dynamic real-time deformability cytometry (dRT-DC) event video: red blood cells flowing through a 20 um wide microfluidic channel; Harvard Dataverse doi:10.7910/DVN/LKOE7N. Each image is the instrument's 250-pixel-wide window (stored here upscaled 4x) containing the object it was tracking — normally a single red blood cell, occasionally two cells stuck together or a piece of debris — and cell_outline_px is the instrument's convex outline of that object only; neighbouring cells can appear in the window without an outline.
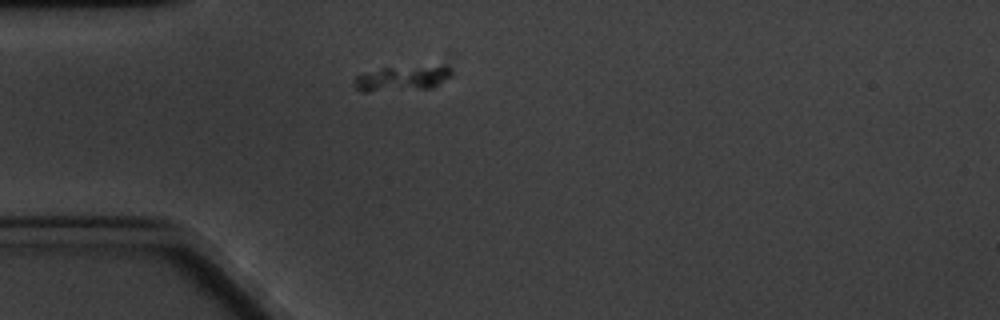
{"species": "common noctule bat (a hibernating species)", "species_latin": "Nyctalus noctula", "temperature_condition": "cold", "stored_images_in_passage": 2, "camera_frame_rate_fps": 3000, "um_per_image_px": 0.085, "animal": {"sex": "male", "body_mass_g": 20.1, "forearm_length_mm": 53.5}, "frame": {"image": 1, "passage_image": 1, "time_ms": 0.0, "image_size_px": [1000, 320], "cell_outline_px": [[452, 72], [448, 76], [432, 88], [368, 92], [360, 92], [356, 88], [352, 80], [356, 76], [380, 68], [448, 68]], "centroid_in_image_um": [34.0, 6.72], "position_along_channel_um": 51.0, "area_um2": 13.41}}